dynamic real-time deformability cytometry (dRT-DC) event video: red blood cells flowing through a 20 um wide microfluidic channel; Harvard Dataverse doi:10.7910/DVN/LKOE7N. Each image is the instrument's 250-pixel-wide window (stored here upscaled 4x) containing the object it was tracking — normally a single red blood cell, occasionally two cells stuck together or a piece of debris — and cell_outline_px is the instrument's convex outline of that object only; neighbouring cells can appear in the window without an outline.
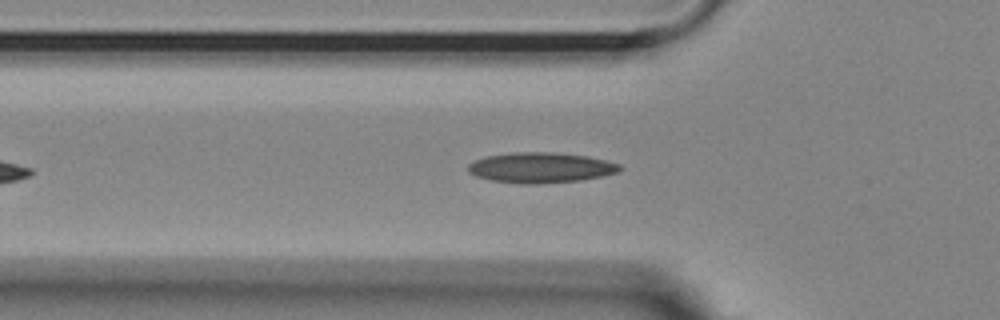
{"species": "Egyptian fruit bat (a non-hibernating species)", "species_latin": "Rousettus aegyptiacus", "temperature_condition": "room temperature", "stored_images_in_passage": 37, "camera_frame_rate_fps": 3000, "um_per_image_px": 0.085, "animal": {"sex": "female"}, "frame": {"image": 1, "passage_image": 8, "time_ms": 2.333, "image_size_px": [1000, 320], "cell_outline_px": [[624, 168], [616, 172], [604, 176], [580, 180], [536, 184], [520, 184], [488, 180], [476, 176], [468, 172], [468, 164], [476, 160], [488, 156], [516, 152], [552, 152], [588, 156], [620, 164]], "centroid_in_image_um": [45.96, 14.26], "position_along_channel_um": 79.8, "area_um2": 26.88}}
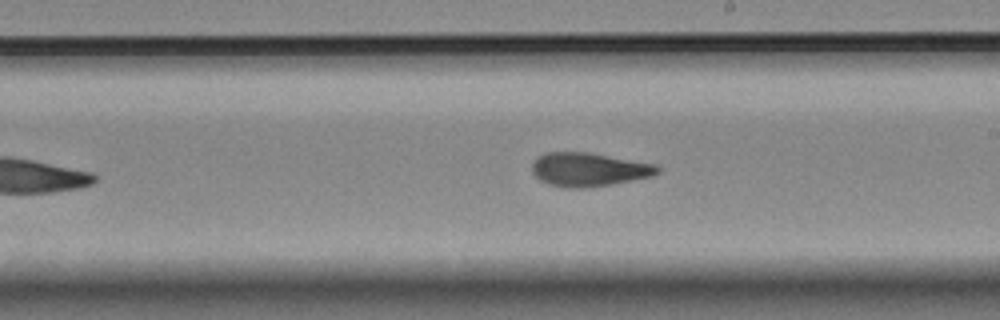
{"frame": {"image": 2, "passage_image": 21, "time_ms": 6.667, "image_size_px": [1000, 320], "cell_outline_px": [[660, 172], [652, 176], [612, 184], [584, 188], [572, 188], [548, 184], [540, 180], [532, 172], [532, 164], [536, 156], [544, 152], [588, 152], [656, 164], [660, 168]], "centroid_in_image_um": [50.03, 14.4], "position_along_channel_um": 239.0, "area_um2": 24.68}}
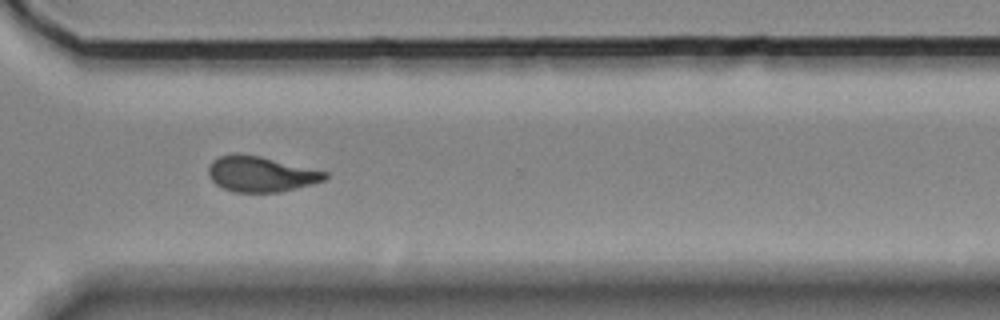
{"frame": {"image": 3, "passage_image": 30, "time_ms": 9.667, "image_size_px": [1000, 320], "cell_outline_px": [[328, 176], [324, 180], [312, 184], [280, 192], [236, 192], [224, 188], [216, 184], [208, 176], [208, 168], [212, 160], [220, 156], [236, 152], [260, 156], [328, 172]], "centroid_in_image_um": [22.15, 14.78], "position_along_channel_um": 348.5, "area_um2": 24.1}, "authors_computed_cell_mechanics": {"area_um2": 24.1604, "velocity_mm_per_s": 3.6496, "shape_relaxation_time_tau1_ms": null, "shape_relaxation_time_tau2_ms": 2.4863, "deformation_change_tau1": null, "deformation_change_tau2": 0.0972}}